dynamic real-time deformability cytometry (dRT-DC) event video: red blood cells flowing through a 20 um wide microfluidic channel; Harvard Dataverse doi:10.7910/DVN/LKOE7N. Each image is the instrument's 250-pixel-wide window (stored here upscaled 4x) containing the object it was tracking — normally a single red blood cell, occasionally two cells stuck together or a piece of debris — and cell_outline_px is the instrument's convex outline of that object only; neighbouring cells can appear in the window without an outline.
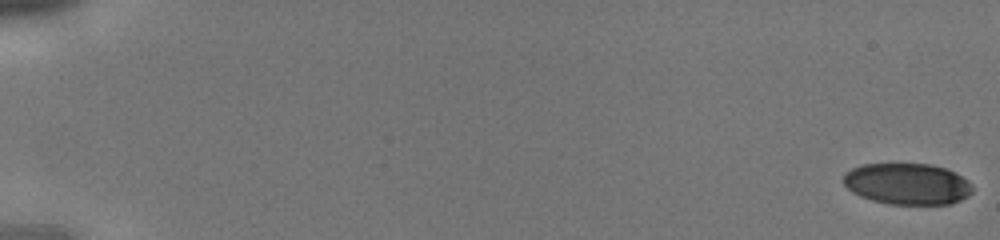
{"species": "human", "species_latin": "Homo sapiens", "temperature_condition": "cold", "stored_images_in_passage": 43, "camera_frame_rate_fps": 3000, "um_per_image_px": 0.085, "donor": {"sex": "male"}, "frame": {"image": 1, "passage_image": 1, "time_ms": 0.0, "image_size_px": [1000, 240], "cell_outline_px": [[972, 192], [968, 196], [952, 204], [888, 204], [872, 200], [860, 196], [852, 192], [844, 184], [844, 172], [852, 168], [864, 164], [932, 164], [956, 172], [968, 180], [972, 184]], "centroid_in_image_um": [77.14, 15.63], "position_along_channel_um": 7.9, "area_um2": 31.21}}
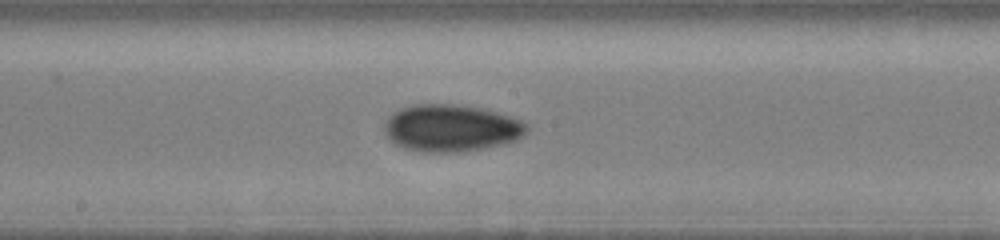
{"frame": {"image": 2, "passage_image": 25, "time_ms": 8.0, "image_size_px": [1000, 240], "cell_outline_px": [[528, 128], [524, 136], [516, 140], [504, 144], [456, 152], [420, 152], [404, 148], [388, 140], [384, 132], [384, 124], [388, 116], [400, 108], [416, 104], [452, 104], [484, 108], [520, 120], [528, 124]], "centroid_in_image_um": [38.32, 10.88], "position_along_channel_um": 209.9, "area_um2": 39.19}}
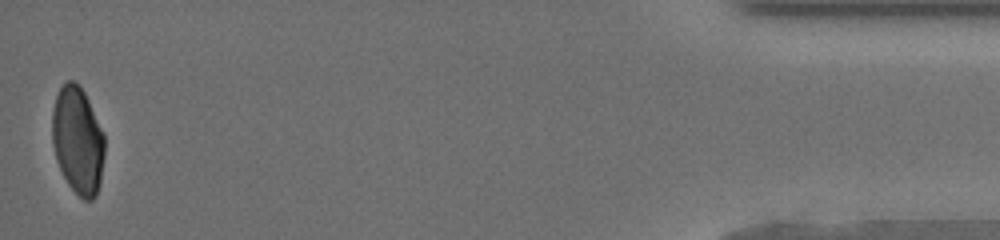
{"frame": {"image": 3, "passage_image": 43, "time_ms": 14.0, "image_size_px": [1000, 240], "cell_outline_px": [[104, 156], [100, 184], [96, 196], [92, 200], [84, 200], [68, 184], [56, 160], [52, 144], [52, 112], [56, 96], [60, 88], [68, 80], [72, 80], [80, 84], [104, 132]], "centroid_in_image_um": [6.61, 11.93], "position_along_channel_um": 428.6, "area_um2": 32.89}}